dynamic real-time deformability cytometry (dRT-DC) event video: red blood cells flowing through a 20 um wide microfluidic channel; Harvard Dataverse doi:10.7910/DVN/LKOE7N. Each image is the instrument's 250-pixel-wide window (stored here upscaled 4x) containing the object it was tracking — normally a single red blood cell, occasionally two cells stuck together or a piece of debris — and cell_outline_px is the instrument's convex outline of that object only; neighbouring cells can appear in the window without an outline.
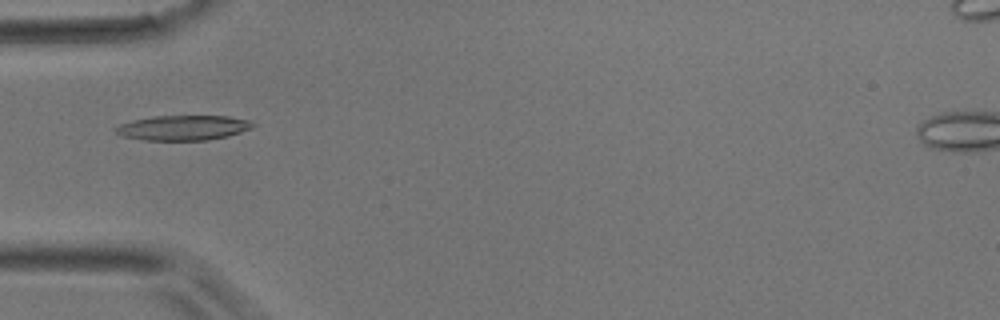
{"species": "common noctule bat (a hibernating species)", "species_latin": "Nyctalus noctula", "temperature_condition": "room temperature", "stored_images_in_passage": 12, "camera_frame_rate_fps": 3000, "um_per_image_px": 0.085, "animal": {"sex": "male", "body_mass_g": 17.9}, "frame": {"image": 1, "passage_image": 2, "time_ms": 0.333, "image_size_px": [1000, 320], "cell_outline_px": [[256, 124], [252, 128], [228, 136], [208, 140], [144, 140], [124, 136], [116, 132], [112, 128], [120, 124], [132, 120], [152, 116], [228, 116], [252, 120]], "centroid_in_image_um": [15.59, 10.85], "position_along_channel_um": 69.4, "area_um2": 20.06}}
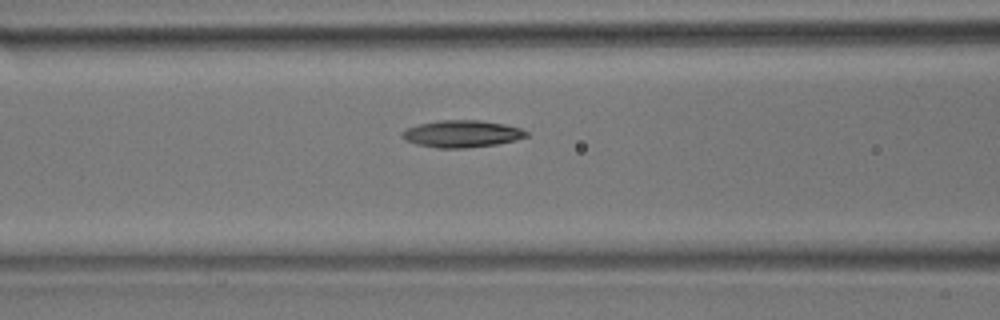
{"frame": {"image": 2, "passage_image": 6, "time_ms": 1.667, "image_size_px": [1000, 320], "cell_outline_px": [[528, 136], [516, 140], [496, 144], [468, 148], [440, 148], [416, 144], [404, 140], [400, 136], [400, 132], [408, 128], [420, 124], [440, 120], [480, 120], [504, 124], [520, 128], [528, 132]], "centroid_in_image_um": [39.25, 11.38], "position_along_channel_um": 127.4, "area_um2": 19.59}}